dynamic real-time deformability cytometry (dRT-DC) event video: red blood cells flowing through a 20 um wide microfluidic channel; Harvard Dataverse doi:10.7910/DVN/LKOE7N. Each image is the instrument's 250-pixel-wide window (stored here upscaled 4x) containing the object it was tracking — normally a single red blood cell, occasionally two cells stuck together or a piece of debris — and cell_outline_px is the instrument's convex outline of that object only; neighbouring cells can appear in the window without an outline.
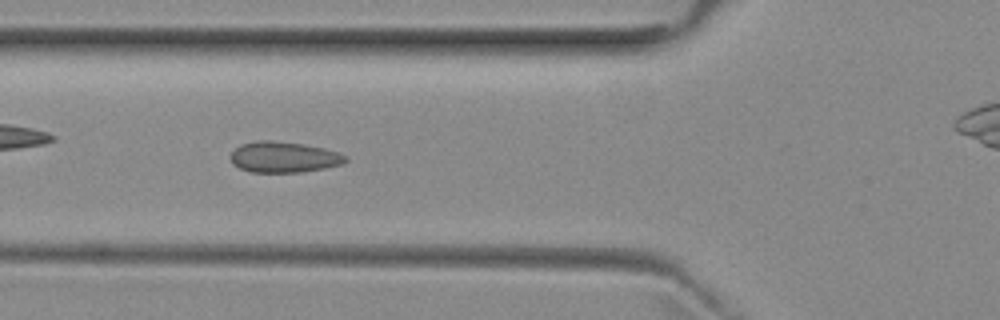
{"species": "common noctule bat (a hibernating species)", "species_latin": "Nyctalus noctula", "temperature_condition": "room temperature", "stored_images_in_passage": 39, "camera_frame_rate_fps": 3000, "um_per_image_px": 0.085, "animal": {"sex": "female", "body_mass_g": 29.2, "forearm_length_mm": 56.3}, "frame": {"image": 1, "passage_image": 10, "time_ms": 3.0, "image_size_px": [1000, 320], "cell_outline_px": [[348, 160], [344, 164], [324, 168], [300, 172], [248, 172], [232, 164], [228, 156], [240, 144], [256, 140], [272, 140], [304, 144], [324, 148], [340, 152], [348, 156]], "centroid_in_image_um": [24.12, 13.35], "position_along_channel_um": 101.7, "area_um2": 21.04}}
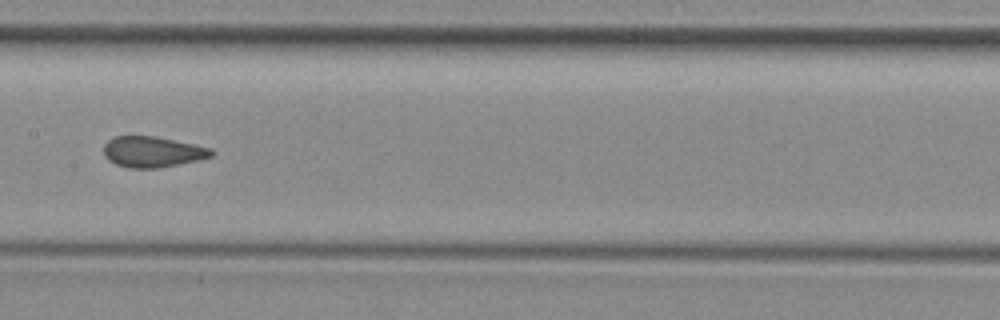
{"frame": {"image": 2, "passage_image": 17, "time_ms": 5.333, "image_size_px": [1000, 320], "cell_outline_px": [[216, 152], [212, 156], [200, 160], [156, 168], [128, 168], [116, 164], [108, 160], [104, 156], [104, 144], [112, 136], [156, 136], [212, 148]], "centroid_in_image_um": [12.97, 12.9], "position_along_channel_um": 194.4, "area_um2": 19.48}}
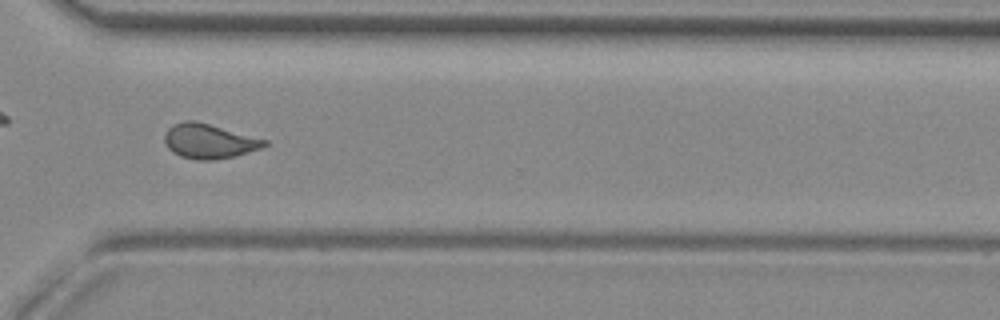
{"frame": {"image": 3, "passage_image": 29, "time_ms": 9.333, "image_size_px": [1000, 320], "cell_outline_px": [[268, 144], [260, 148], [236, 156], [212, 160], [196, 160], [180, 156], [172, 152], [164, 144], [164, 136], [168, 128], [172, 124], [184, 120], [196, 120], [268, 140]], "centroid_in_image_um": [17.74, 11.99], "position_along_channel_um": 352.9, "area_um2": 20.35}, "authors_computed_cell_mechanics": {"area_um2": 19.8254, "velocity_mm_per_s": 3.9609, "shape_relaxation_time_tau1_ms": null, "shape_relaxation_time_tau2_ms": 0.8367, "deformation_change_tau1": null, "deformation_change_tau2": 0.0647}}